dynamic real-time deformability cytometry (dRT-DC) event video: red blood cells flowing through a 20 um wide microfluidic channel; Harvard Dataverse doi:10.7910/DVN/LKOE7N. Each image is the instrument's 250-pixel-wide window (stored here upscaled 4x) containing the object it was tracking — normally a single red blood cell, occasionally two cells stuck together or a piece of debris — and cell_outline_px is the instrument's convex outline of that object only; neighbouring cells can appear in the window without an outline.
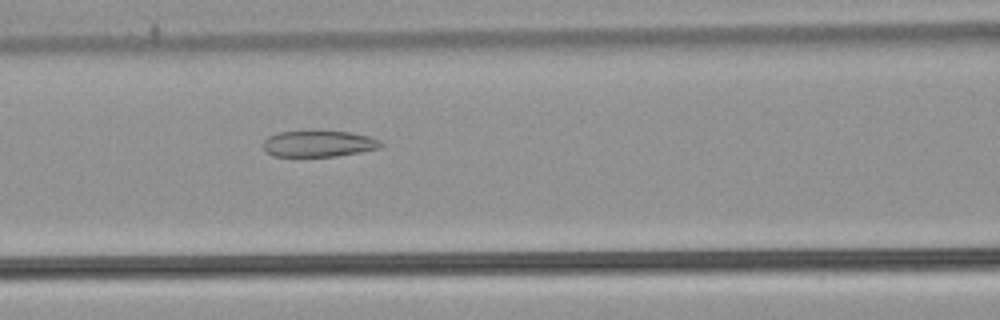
{"species": "common noctule bat (a hibernating species)", "species_latin": "Nyctalus noctula", "temperature_condition": "warm", "stored_images_in_passage": 53, "camera_frame_rate_fps": 3000, "um_per_image_px": 0.085, "animal": {"sex": "male", "body_mass_g": 21.5, "forearm_length_mm": 52.0}, "frame": {"image": 1, "passage_image": 23, "time_ms": 7.333, "image_size_px": [1000, 320], "cell_outline_px": [[384, 144], [380, 148], [360, 152], [336, 156], [272, 156], [264, 148], [264, 140], [268, 136], [280, 132], [348, 132], [368, 136], [380, 140]], "centroid_in_image_um": [27.11, 12.23], "position_along_channel_um": 139.5, "area_um2": 17.63}}
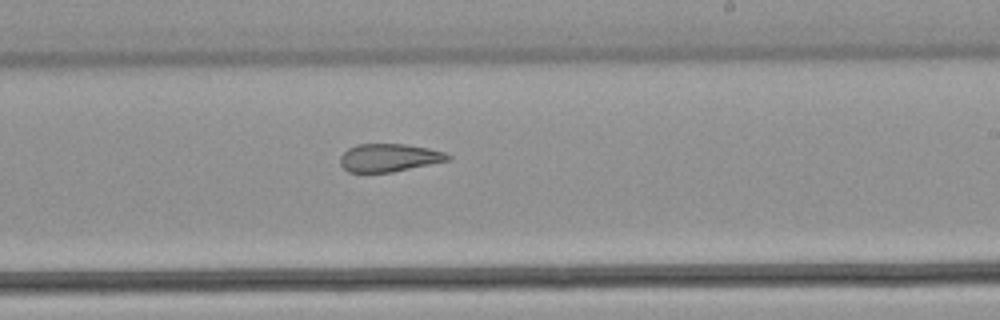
{"frame": {"image": 2, "passage_image": 32, "time_ms": 10.333, "image_size_px": [1000, 320], "cell_outline_px": [[452, 160], [392, 172], [348, 172], [340, 164], [340, 156], [348, 148], [356, 144], [404, 144], [428, 148], [444, 152], [452, 156]], "centroid_in_image_um": [33.09, 13.4], "position_along_channel_um": 255.9, "area_um2": 17.63}}
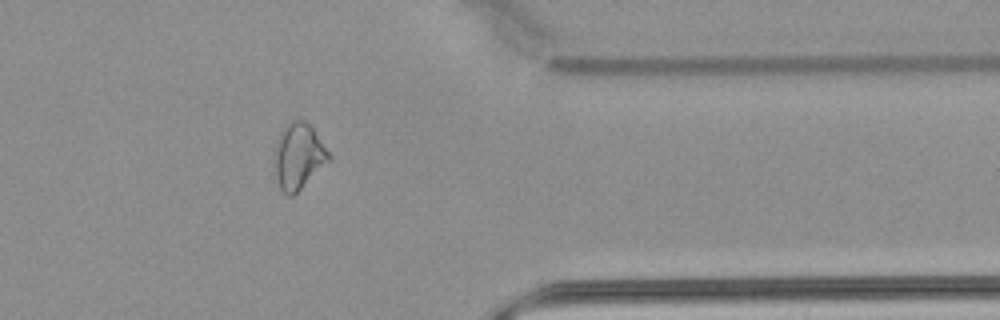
{"frame": {"image": 3, "passage_image": 43, "time_ms": 14.0, "image_size_px": [1000, 320], "cell_outline_px": [[332, 160], [292, 196], [288, 196], [272, 180], [272, 164], [276, 140], [280, 132], [292, 120], [308, 120], [312, 124], [332, 156]], "centroid_in_image_um": [25.35, 13.29], "position_along_channel_um": 386.1, "area_um2": 21.96}, "authors_computed_cell_mechanics": {"area_um2": 23.0044, "velocity_mm_per_s": 3.8941, "shape_relaxation_time_tau1_ms": null, "shape_relaxation_time_tau2_ms": 2.9411, "deformation_change_tau1": null, "deformation_change_tau2": 0.1098}}